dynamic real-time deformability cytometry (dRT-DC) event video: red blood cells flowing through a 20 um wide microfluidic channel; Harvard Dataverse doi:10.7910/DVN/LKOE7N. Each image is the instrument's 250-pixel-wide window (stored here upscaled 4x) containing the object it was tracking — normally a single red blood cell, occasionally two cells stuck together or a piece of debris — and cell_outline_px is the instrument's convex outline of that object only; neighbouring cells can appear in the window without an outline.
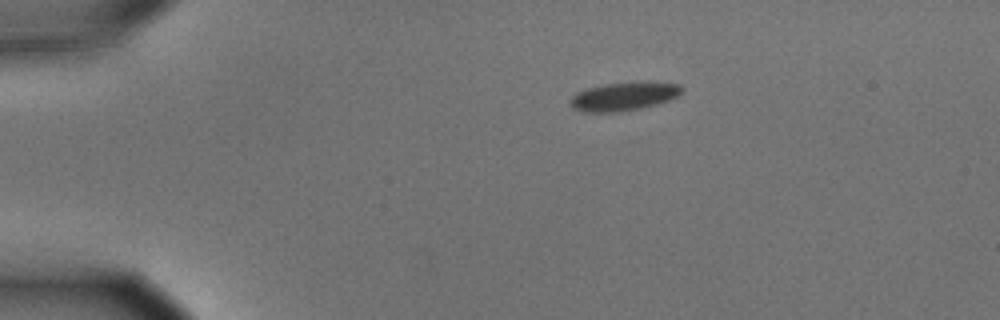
{"species": "common noctule bat (a hibernating species)", "species_latin": "Nyctalus noctula", "temperature_condition": "cold", "stored_images_in_passage": 46, "camera_frame_rate_fps": 3000, "um_per_image_px": 0.085, "animal": {"sex": "male", "body_mass_g": 15.6}, "frame": {"image": 1, "passage_image": 1, "time_ms": 0.0, "image_size_px": [1000, 320], "cell_outline_px": [[684, 88], [676, 96], [668, 100], [656, 104], [640, 108], [620, 112], [584, 112], [572, 108], [568, 100], [576, 92], [588, 88], [604, 84], [680, 84]], "centroid_in_image_um": [52.91, 8.24], "position_along_channel_um": 32.1, "area_um2": 17.74}}
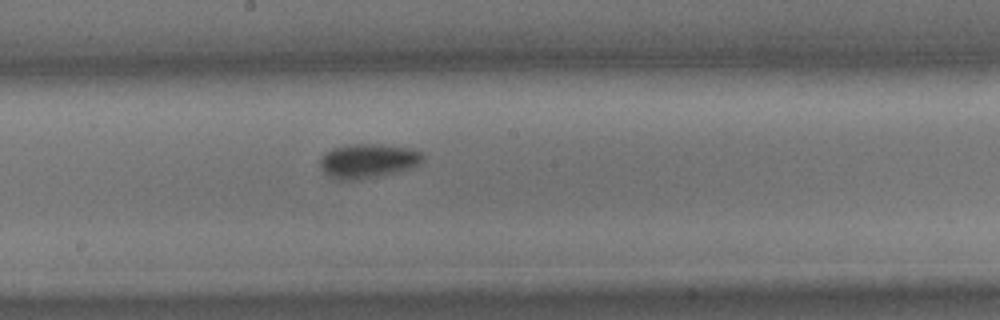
{"frame": {"image": 2, "passage_image": 21, "time_ms": 6.667, "image_size_px": [1000, 320], "cell_outline_px": [[424, 160], [420, 164], [396, 172], [360, 180], [336, 180], [328, 176], [320, 168], [320, 156], [324, 152], [332, 148], [348, 144], [376, 144], [412, 148], [424, 152]], "centroid_in_image_um": [31.25, 13.67], "position_along_channel_um": 216.9, "area_um2": 20.92}}
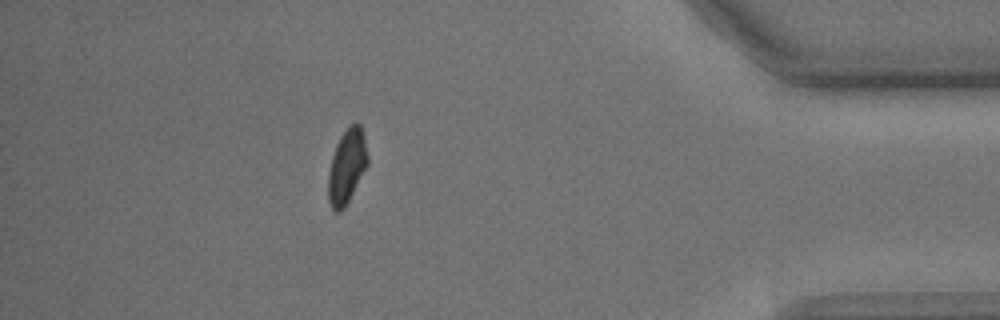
{"frame": {"image": 3, "passage_image": 40, "time_ms": 13.0, "image_size_px": [1000, 320], "cell_outline_px": [[368, 164], [344, 208], [340, 212], [336, 212], [332, 208], [328, 200], [328, 172], [332, 156], [336, 144], [340, 136], [352, 124], [360, 124], [368, 156]], "centroid_in_image_um": [29.46, 14.17], "position_along_channel_um": 405.7, "area_um2": 16.76}, "authors_computed_cell_mechanics": {"area_um2": 18.3226, "velocity_mm_per_s": 3.6104, "shape_relaxation_time_tau1_ms": 3.2934, "shape_relaxation_time_tau2_ms": null, "deformation_change_tau1": 0.0867, "deformation_change_tau2": null}}